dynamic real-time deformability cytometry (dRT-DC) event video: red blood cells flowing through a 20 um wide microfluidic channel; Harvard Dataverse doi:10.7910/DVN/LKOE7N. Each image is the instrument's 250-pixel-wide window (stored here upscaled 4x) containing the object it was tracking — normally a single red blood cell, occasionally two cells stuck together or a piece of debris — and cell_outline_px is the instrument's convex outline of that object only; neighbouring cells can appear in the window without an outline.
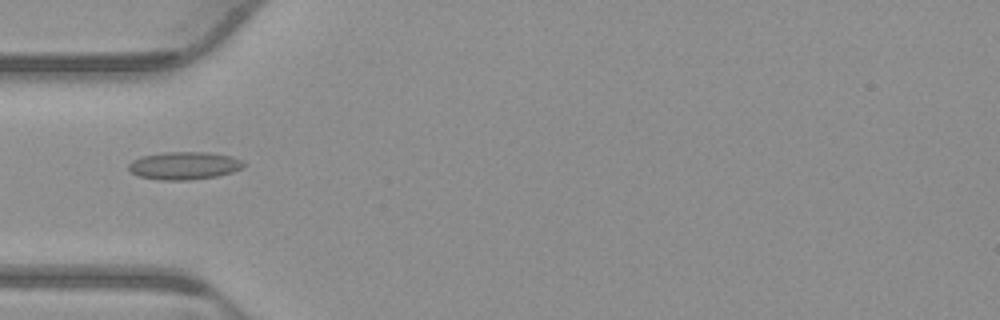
{"species": "common noctule bat (a hibernating species)", "species_latin": "Nyctalus noctula", "temperature_condition": "warm", "stored_images_in_passage": 53, "camera_frame_rate_fps": 3000, "um_per_image_px": 0.085, "animal": {"sex": "male", "body_mass_g": 23.1, "forearm_length_mm": 52.7}, "frame": {"image": 1, "passage_image": 17, "time_ms": 5.333, "image_size_px": [1000, 320], "cell_outline_px": [[248, 164], [244, 168], [232, 172], [216, 176], [188, 180], [160, 180], [140, 176], [132, 172], [128, 168], [128, 164], [132, 160], [140, 156], [164, 152], [208, 152], [232, 156], [244, 160]], "centroid_in_image_um": [15.71, 14.07], "position_along_channel_um": 69.3, "area_um2": 18.84}}
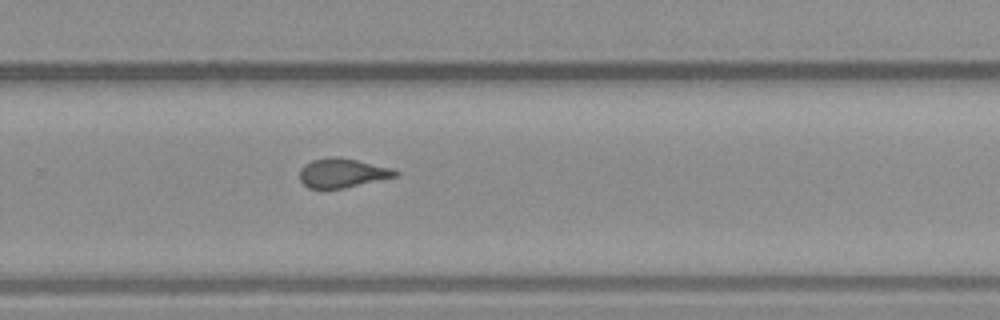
{"frame": {"image": 2, "passage_image": 35, "time_ms": 11.333, "image_size_px": [1000, 320], "cell_outline_px": [[400, 172], [396, 176], [344, 188], [324, 192], [308, 188], [300, 180], [300, 168], [304, 164], [312, 160], [328, 156], [336, 156], [396, 168]], "centroid_in_image_um": [29.06, 14.73], "position_along_channel_um": 300.7, "area_um2": 16.88}}
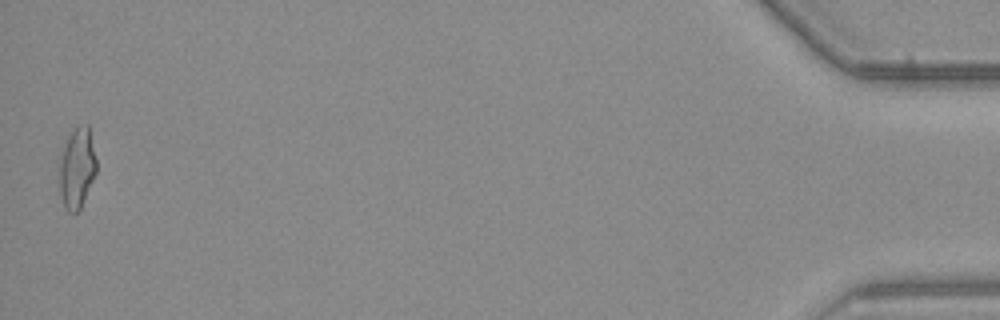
{"frame": {"image": 3, "passage_image": 53, "time_ms": 17.333, "image_size_px": [1000, 320], "cell_outline_px": [[96, 172], [80, 208], [76, 212], [68, 212], [64, 208], [60, 192], [60, 164], [64, 148], [68, 136], [76, 128], [88, 124], [96, 160]], "centroid_in_image_um": [6.55, 14.32], "position_along_channel_um": 428.7, "area_um2": 16.76}, "authors_computed_cell_mechanics": {"area_um2": 16.762, "velocity_mm_per_s": 3.8368, "shape_relaxation_time_tau1_ms": null, "shape_relaxation_time_tau2_ms": 1.657, "deformation_change_tau1": null, "deformation_change_tau2": 0.0955}}